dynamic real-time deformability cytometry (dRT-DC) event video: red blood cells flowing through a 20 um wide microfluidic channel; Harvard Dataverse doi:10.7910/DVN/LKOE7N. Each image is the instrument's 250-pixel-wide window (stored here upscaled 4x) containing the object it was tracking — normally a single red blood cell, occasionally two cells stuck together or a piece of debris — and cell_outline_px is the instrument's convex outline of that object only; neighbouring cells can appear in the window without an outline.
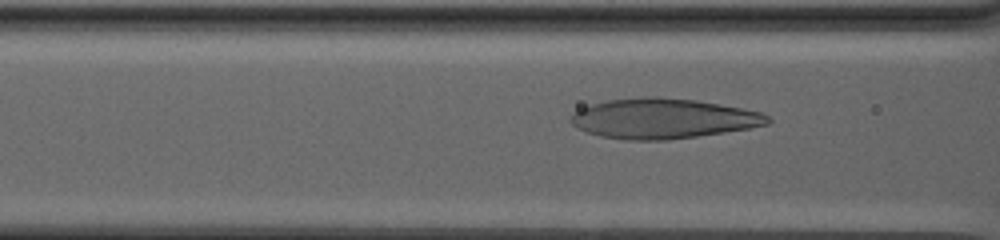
{"species": "human", "species_latin": "Homo sapiens", "temperature_condition": "warm", "stored_images_in_passage": 73, "camera_frame_rate_fps": 3000, "um_per_image_px": 0.085, "donor": {"sex": "male"}, "frame": {"image": 1, "passage_image": 28, "time_ms": 9.0, "image_size_px": [1000, 240], "cell_outline_px": [[772, 120], [768, 124], [748, 128], [724, 132], [668, 140], [628, 140], [600, 136], [576, 128], [568, 120], [568, 116], [572, 112], [580, 108], [592, 104], [608, 100], [644, 96], [656, 96], [696, 100], [740, 108], [760, 112], [768, 116]], "centroid_in_image_um": [56.29, 10.07], "position_along_channel_um": 110.3, "area_um2": 46.01}}
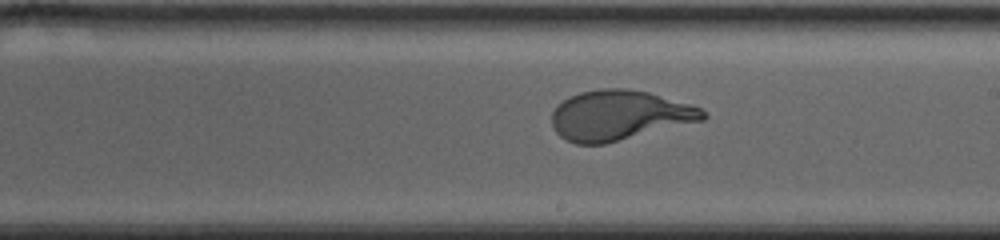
{"frame": {"image": 2, "passage_image": 44, "time_ms": 14.333, "image_size_px": [1000, 240], "cell_outline_px": [[708, 116], [704, 120], [604, 144], [576, 144], [560, 136], [552, 128], [552, 112], [568, 96], [580, 92], [600, 88], [628, 88], [648, 92], [692, 104], [700, 108]], "centroid_in_image_um": [52.64, 9.79], "position_along_channel_um": 236.4, "area_um2": 43.99}}
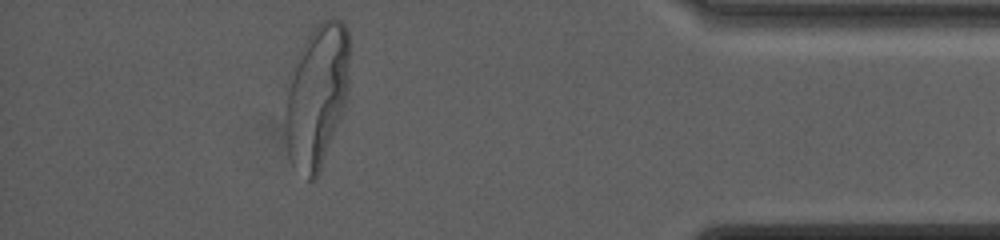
{"frame": {"image": 3, "passage_image": 70, "time_ms": 23.0, "image_size_px": [1000, 240], "cell_outline_px": [[348, 100], [344, 112], [320, 172], [316, 180], [308, 180], [288, 156], [284, 88], [288, 76], [296, 56], [308, 36], [324, 20], [332, 16], [340, 20], [348, 28]], "centroid_in_image_um": [26.94, 8.15], "position_along_channel_um": 408.3, "area_um2": 54.1}}